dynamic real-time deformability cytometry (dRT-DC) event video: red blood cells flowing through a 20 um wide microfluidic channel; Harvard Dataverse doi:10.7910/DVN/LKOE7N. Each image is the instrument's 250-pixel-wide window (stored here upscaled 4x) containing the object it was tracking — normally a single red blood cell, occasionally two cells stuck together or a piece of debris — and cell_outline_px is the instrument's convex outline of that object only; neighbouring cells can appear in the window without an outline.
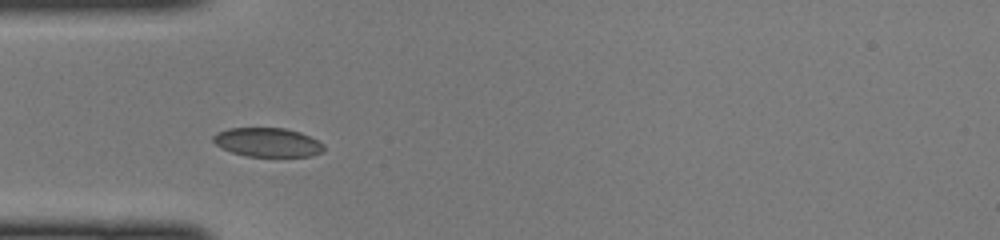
{"species": "common noctule bat (a hibernating species)", "species_latin": "Nyctalus noctula", "temperature_condition": "cold", "stored_images_in_passage": 37, "camera_frame_rate_fps": 3000, "um_per_image_px": 0.085, "animal": {"sex": "female", "body_mass_g": 22.0, "forearm_length_mm": 56.7}, "frame": {"image": 1, "passage_image": 4, "time_ms": 1.0, "image_size_px": [1000, 240], "cell_outline_px": [[324, 152], [312, 156], [244, 156], [232, 152], [216, 144], [212, 140], [212, 136], [216, 132], [228, 128], [284, 128], [300, 132], [324, 144]], "centroid_in_image_um": [22.74, 12.09], "position_along_channel_um": 62.3, "area_um2": 18.67}}
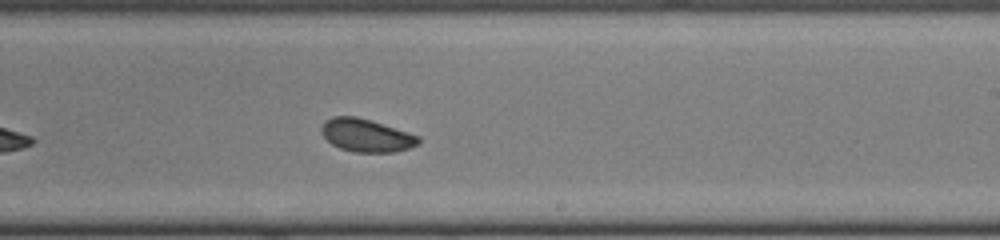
{"frame": {"image": 2, "passage_image": 18, "time_ms": 5.667, "image_size_px": [1000, 240], "cell_outline_px": [[420, 144], [396, 152], [356, 152], [340, 148], [332, 144], [320, 132], [320, 128], [324, 120], [332, 116], [356, 116], [372, 120], [420, 136]], "centroid_in_image_um": [31.13, 11.49], "position_along_channel_um": 257.9, "area_um2": 18.79}}
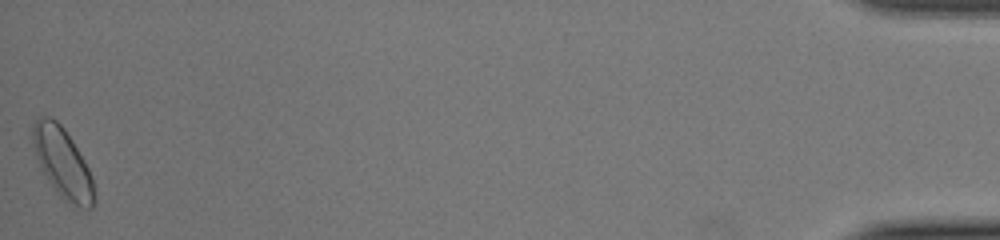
{"frame": {"image": 3, "passage_image": 37, "time_ms": 12.0, "image_size_px": [1000, 240], "cell_outline_px": [[96, 200], [92, 208], [80, 208], [64, 200], [56, 192], [40, 168], [32, 144], [32, 128], [36, 120], [40, 116], [48, 116], [56, 120], [64, 128], [72, 140], [84, 160], [92, 176]], "centroid_in_image_um": [5.32, 13.86], "position_along_channel_um": 429.9, "area_um2": 25.09}}